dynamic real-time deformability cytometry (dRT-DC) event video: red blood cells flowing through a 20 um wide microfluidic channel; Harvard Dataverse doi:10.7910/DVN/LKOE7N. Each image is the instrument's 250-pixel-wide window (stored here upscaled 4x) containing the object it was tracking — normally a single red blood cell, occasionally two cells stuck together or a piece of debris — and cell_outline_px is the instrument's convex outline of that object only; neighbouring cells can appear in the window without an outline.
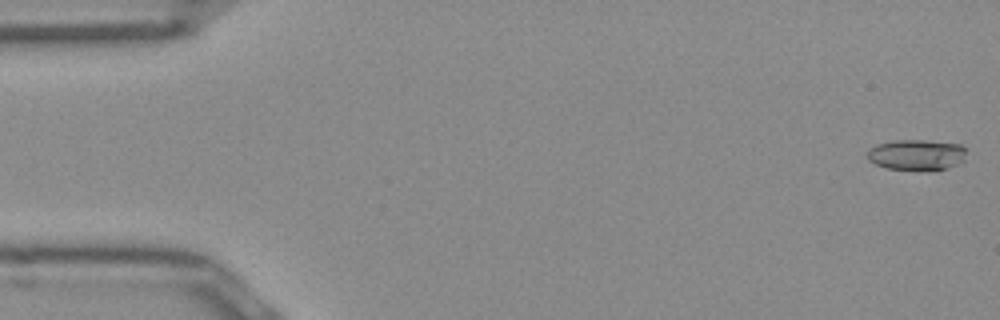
{"species": "Egyptian fruit bat (a non-hibernating species)", "species_latin": "Rousettus aegyptiacus", "temperature_condition": "room temperature", "stored_images_in_passage": 51, "camera_frame_rate_fps": 3000, "um_per_image_px": 0.085, "frame": {"image": 1, "passage_image": 1, "time_ms": 0.0, "image_size_px": [1000, 320], "cell_outline_px": [[964, 160], [960, 164], [948, 168], [884, 168], [868, 160], [868, 148], [876, 144], [892, 140], [924, 140], [960, 144], [964, 148]], "centroid_in_image_um": [77.88, 13.12], "position_along_channel_um": 7.1, "area_um2": 17.34}}
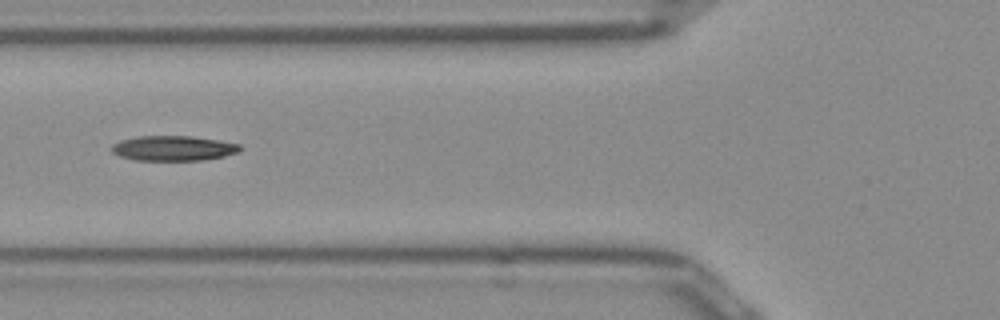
{"frame": {"image": 2, "passage_image": 19, "time_ms": 6.0, "image_size_px": [1000, 320], "cell_outline_px": [[240, 152], [224, 156], [200, 160], [136, 160], [120, 156], [112, 152], [112, 144], [120, 140], [136, 136], [192, 136], [240, 144]], "centroid_in_image_um": [14.71, 12.59], "position_along_channel_um": 111.1, "area_um2": 18.61}}
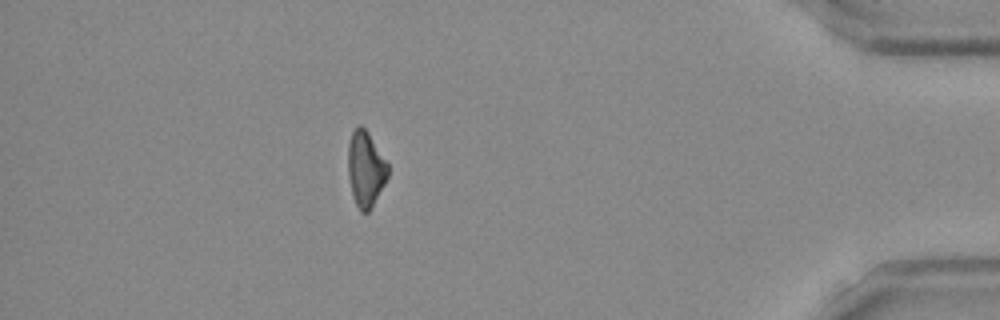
{"frame": {"image": 3, "passage_image": 45, "time_ms": 14.667, "image_size_px": [1000, 320], "cell_outline_px": [[388, 176], [372, 208], [368, 212], [360, 212], [352, 196], [348, 176], [348, 144], [352, 132], [360, 124], [368, 132], [388, 164]], "centroid_in_image_um": [31.07, 14.39], "position_along_channel_um": 404.1, "area_um2": 17.51}, "authors_computed_cell_mechanics": {"area_um2": 18.3226, "velocity_mm_per_s": 3.9663, "shape_relaxation_time_tau1_ms": 8.9541, "shape_relaxation_time_tau2_ms": null, "deformation_change_tau1": 0.2156, "deformation_change_tau2": null}}